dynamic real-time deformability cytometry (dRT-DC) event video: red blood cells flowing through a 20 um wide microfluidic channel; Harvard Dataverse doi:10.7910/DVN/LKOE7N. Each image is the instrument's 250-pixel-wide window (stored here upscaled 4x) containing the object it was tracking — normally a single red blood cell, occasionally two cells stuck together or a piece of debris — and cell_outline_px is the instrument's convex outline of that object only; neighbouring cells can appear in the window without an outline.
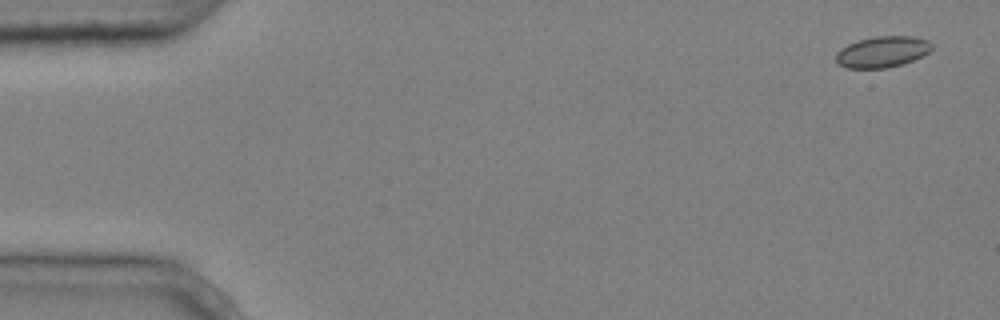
{"species": "common noctule bat (a hibernating species)", "species_latin": "Nyctalus noctula", "temperature_condition": "cold", "stored_images_in_passage": 5, "camera_frame_rate_fps": 3000, "um_per_image_px": 0.085, "animal": {"sex": "male", "body_mass_g": 20.4}, "frame": {"image": 1, "passage_image": 1, "time_ms": 0.0, "image_size_px": [1000, 320], "cell_outline_px": [[932, 48], [928, 52], [912, 60], [900, 64], [884, 68], [848, 68], [840, 64], [836, 60], [836, 52], [840, 48], [848, 44], [860, 40], [876, 36], [912, 36], [928, 40], [932, 44]], "centroid_in_image_um": [74.98, 4.39], "position_along_channel_um": 10.0, "area_um2": 17.11}}
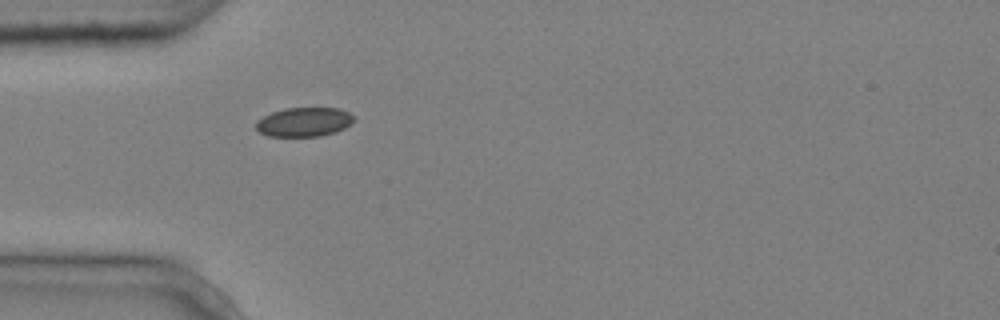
{"frame": {"image": 2, "passage_image": 5, "time_ms": 1.333, "image_size_px": [1000, 320], "cell_outline_px": [[356, 116], [352, 124], [336, 132], [320, 136], [268, 136], [260, 132], [256, 128], [256, 120], [272, 112], [284, 108], [340, 108]], "centroid_in_image_um": [25.88, 10.36], "position_along_channel_um": 59.1, "area_um2": 16.76}}